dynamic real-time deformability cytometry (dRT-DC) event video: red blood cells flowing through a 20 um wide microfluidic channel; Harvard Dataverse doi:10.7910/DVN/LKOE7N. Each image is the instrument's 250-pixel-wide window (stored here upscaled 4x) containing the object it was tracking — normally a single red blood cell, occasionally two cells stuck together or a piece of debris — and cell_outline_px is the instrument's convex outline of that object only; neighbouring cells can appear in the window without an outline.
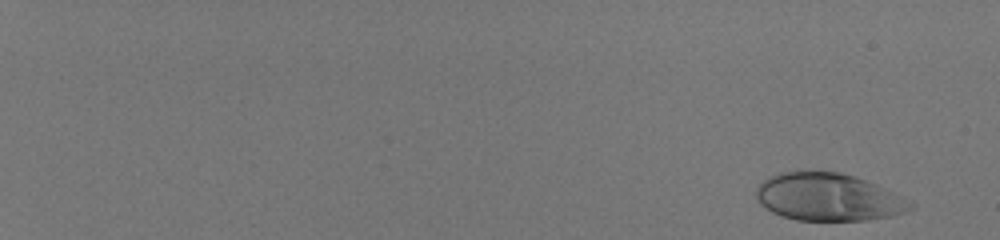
{"species": "human", "species_latin": "Homo sapiens", "temperature_condition": "room temperature", "stored_images_in_passage": 56, "camera_frame_rate_fps": 3000, "um_per_image_px": 0.085, "donor": {"sex": "male"}, "frame": {"image": 1, "passage_image": 3, "time_ms": 0.667, "image_size_px": [1000, 240], "cell_outline_px": [[916, 208], [904, 212], [888, 216], [864, 220], [796, 220], [780, 216], [772, 212], [760, 204], [756, 196], [756, 188], [764, 180], [780, 172], [804, 168], [840, 172], [876, 184], [916, 204]], "centroid_in_image_um": [70.36, 16.72], "position_along_channel_um": 14.6, "area_um2": 43.18}}
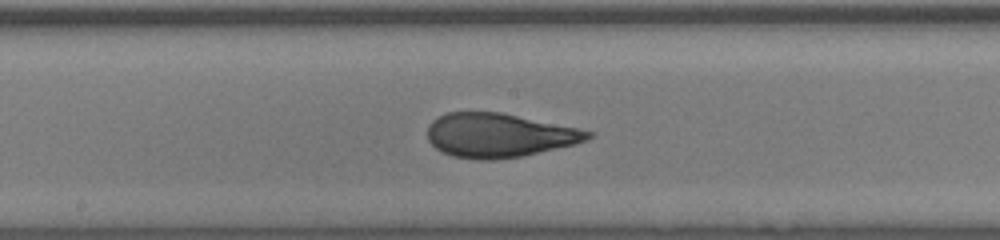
{"frame": {"image": 2, "passage_image": 36, "time_ms": 11.667, "image_size_px": [1000, 240], "cell_outline_px": [[596, 136], [588, 140], [556, 148], [520, 156], [492, 160], [476, 160], [452, 156], [440, 152], [428, 140], [428, 124], [432, 120], [448, 112], [500, 112], [596, 132]], "centroid_in_image_um": [42.4, 11.5], "position_along_channel_um": 205.8, "area_um2": 41.04}}
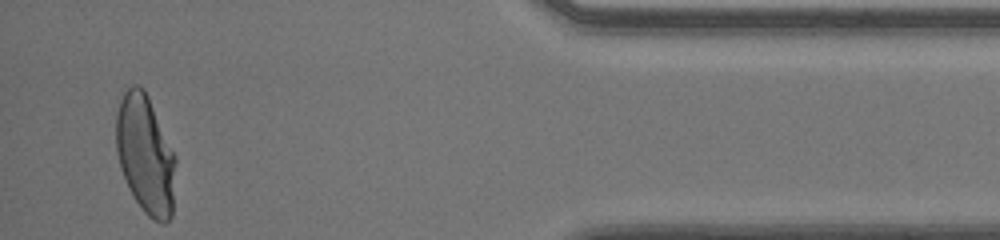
{"frame": {"image": 3, "passage_image": 55, "time_ms": 18.0, "image_size_px": [1000, 240], "cell_outline_px": [[176, 164], [172, 216], [164, 224], [160, 224], [152, 220], [144, 212], [136, 200], [120, 168], [116, 152], [116, 112], [120, 100], [124, 92], [132, 84], [136, 84], [144, 88], [148, 96], [176, 156]], "centroid_in_image_um": [12.37, 13.14], "position_along_channel_um": 422.8, "area_um2": 41.33}, "authors_computed_cell_mechanics": {"area_um2": 41.4137, "velocity_mm_per_s": 4.0514, "shape_relaxation_time_tau1_ms": 7.6559, "shape_relaxation_time_tau2_ms": null, "deformation_change_tau1": 0.2901, "deformation_change_tau2": null}}